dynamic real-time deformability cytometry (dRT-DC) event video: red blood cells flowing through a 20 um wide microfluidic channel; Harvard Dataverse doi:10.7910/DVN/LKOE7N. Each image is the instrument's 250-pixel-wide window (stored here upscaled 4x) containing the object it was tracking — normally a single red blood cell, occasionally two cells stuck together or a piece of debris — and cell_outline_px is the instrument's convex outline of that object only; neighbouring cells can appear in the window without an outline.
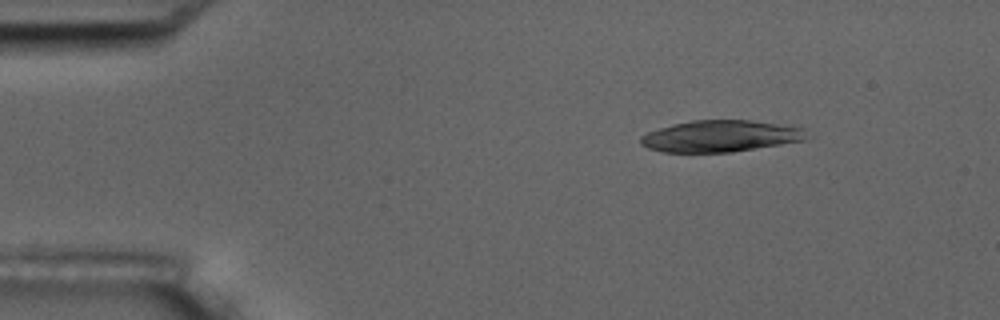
{"species": "common noctule bat (a hibernating species)", "species_latin": "Nyctalus noctula", "temperature_condition": "room temperature", "stored_images_in_passage": 3, "camera_frame_rate_fps": 3000, "um_per_image_px": 0.085, "animal": {"sex": "male", "body_mass_g": 17.5, "forearm_length_mm": 52.3}, "frame": {"image": 1, "passage_image": 1, "time_ms": 0.0, "image_size_px": [1000, 320], "cell_outline_px": [[804, 140], [732, 152], [660, 152], [648, 148], [640, 144], [640, 136], [648, 132], [672, 124], [692, 120], [752, 120], [800, 124], [804, 128]], "centroid_in_image_um": [61.28, 11.55], "position_along_channel_um": 23.7, "area_um2": 30.92}}